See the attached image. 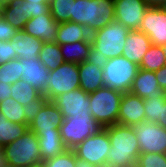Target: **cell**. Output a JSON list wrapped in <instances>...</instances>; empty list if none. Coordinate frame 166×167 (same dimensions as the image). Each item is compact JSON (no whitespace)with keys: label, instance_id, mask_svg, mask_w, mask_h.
<instances>
[{"label":"cell","instance_id":"obj_33","mask_svg":"<svg viewBox=\"0 0 166 167\" xmlns=\"http://www.w3.org/2000/svg\"><path fill=\"white\" fill-rule=\"evenodd\" d=\"M20 79H22V70L19 59L0 65V82L12 85Z\"/></svg>","mask_w":166,"mask_h":167},{"label":"cell","instance_id":"obj_39","mask_svg":"<svg viewBox=\"0 0 166 167\" xmlns=\"http://www.w3.org/2000/svg\"><path fill=\"white\" fill-rule=\"evenodd\" d=\"M26 17L28 19L40 17L50 12L49 3H43L42 5H28L25 2Z\"/></svg>","mask_w":166,"mask_h":167},{"label":"cell","instance_id":"obj_28","mask_svg":"<svg viewBox=\"0 0 166 167\" xmlns=\"http://www.w3.org/2000/svg\"><path fill=\"white\" fill-rule=\"evenodd\" d=\"M38 59L49 71L57 69L65 62L60 47L56 42L44 43Z\"/></svg>","mask_w":166,"mask_h":167},{"label":"cell","instance_id":"obj_8","mask_svg":"<svg viewBox=\"0 0 166 167\" xmlns=\"http://www.w3.org/2000/svg\"><path fill=\"white\" fill-rule=\"evenodd\" d=\"M50 77L45 86L48 101H53L61 94L80 88L78 63L64 62L57 69L49 72Z\"/></svg>","mask_w":166,"mask_h":167},{"label":"cell","instance_id":"obj_17","mask_svg":"<svg viewBox=\"0 0 166 167\" xmlns=\"http://www.w3.org/2000/svg\"><path fill=\"white\" fill-rule=\"evenodd\" d=\"M22 79L32 85L40 93H45V86L49 80V70L41 63L39 59L26 60L25 58L19 59Z\"/></svg>","mask_w":166,"mask_h":167},{"label":"cell","instance_id":"obj_42","mask_svg":"<svg viewBox=\"0 0 166 167\" xmlns=\"http://www.w3.org/2000/svg\"><path fill=\"white\" fill-rule=\"evenodd\" d=\"M145 1L149 7H156V8H160L164 3V0H145Z\"/></svg>","mask_w":166,"mask_h":167},{"label":"cell","instance_id":"obj_9","mask_svg":"<svg viewBox=\"0 0 166 167\" xmlns=\"http://www.w3.org/2000/svg\"><path fill=\"white\" fill-rule=\"evenodd\" d=\"M111 148L108 132L103 129L97 135L87 137L74 149L75 156L96 167L107 165V153Z\"/></svg>","mask_w":166,"mask_h":167},{"label":"cell","instance_id":"obj_45","mask_svg":"<svg viewBox=\"0 0 166 167\" xmlns=\"http://www.w3.org/2000/svg\"><path fill=\"white\" fill-rule=\"evenodd\" d=\"M76 167H96V166L91 165L86 161L77 158Z\"/></svg>","mask_w":166,"mask_h":167},{"label":"cell","instance_id":"obj_11","mask_svg":"<svg viewBox=\"0 0 166 167\" xmlns=\"http://www.w3.org/2000/svg\"><path fill=\"white\" fill-rule=\"evenodd\" d=\"M148 8L145 0H115V20L129 30H139L144 13Z\"/></svg>","mask_w":166,"mask_h":167},{"label":"cell","instance_id":"obj_23","mask_svg":"<svg viewBox=\"0 0 166 167\" xmlns=\"http://www.w3.org/2000/svg\"><path fill=\"white\" fill-rule=\"evenodd\" d=\"M38 139L42 162L67 150L61 139L60 129H53V132L42 133Z\"/></svg>","mask_w":166,"mask_h":167},{"label":"cell","instance_id":"obj_19","mask_svg":"<svg viewBox=\"0 0 166 167\" xmlns=\"http://www.w3.org/2000/svg\"><path fill=\"white\" fill-rule=\"evenodd\" d=\"M149 37L140 30H130L125 41L122 56L139 65L151 46Z\"/></svg>","mask_w":166,"mask_h":167},{"label":"cell","instance_id":"obj_37","mask_svg":"<svg viewBox=\"0 0 166 167\" xmlns=\"http://www.w3.org/2000/svg\"><path fill=\"white\" fill-rule=\"evenodd\" d=\"M17 59L14 51L13 39L11 41H0V65Z\"/></svg>","mask_w":166,"mask_h":167},{"label":"cell","instance_id":"obj_27","mask_svg":"<svg viewBox=\"0 0 166 167\" xmlns=\"http://www.w3.org/2000/svg\"><path fill=\"white\" fill-rule=\"evenodd\" d=\"M29 130V125L12 123L0 112V144L5 146L24 135Z\"/></svg>","mask_w":166,"mask_h":167},{"label":"cell","instance_id":"obj_34","mask_svg":"<svg viewBox=\"0 0 166 167\" xmlns=\"http://www.w3.org/2000/svg\"><path fill=\"white\" fill-rule=\"evenodd\" d=\"M77 157L73 150L67 149L60 155L47 159L42 167H76Z\"/></svg>","mask_w":166,"mask_h":167},{"label":"cell","instance_id":"obj_48","mask_svg":"<svg viewBox=\"0 0 166 167\" xmlns=\"http://www.w3.org/2000/svg\"><path fill=\"white\" fill-rule=\"evenodd\" d=\"M128 167H140L138 164H137V162L136 163H134V164H131V165H129Z\"/></svg>","mask_w":166,"mask_h":167},{"label":"cell","instance_id":"obj_2","mask_svg":"<svg viewBox=\"0 0 166 167\" xmlns=\"http://www.w3.org/2000/svg\"><path fill=\"white\" fill-rule=\"evenodd\" d=\"M130 30L116 20L91 34L92 59L104 62L122 56Z\"/></svg>","mask_w":166,"mask_h":167},{"label":"cell","instance_id":"obj_1","mask_svg":"<svg viewBox=\"0 0 166 167\" xmlns=\"http://www.w3.org/2000/svg\"><path fill=\"white\" fill-rule=\"evenodd\" d=\"M109 135L111 148L107 153V165L128 167L137 162L140 148L134 128L114 124L104 128Z\"/></svg>","mask_w":166,"mask_h":167},{"label":"cell","instance_id":"obj_40","mask_svg":"<svg viewBox=\"0 0 166 167\" xmlns=\"http://www.w3.org/2000/svg\"><path fill=\"white\" fill-rule=\"evenodd\" d=\"M158 85L163 92H166V65L155 71Z\"/></svg>","mask_w":166,"mask_h":167},{"label":"cell","instance_id":"obj_24","mask_svg":"<svg viewBox=\"0 0 166 167\" xmlns=\"http://www.w3.org/2000/svg\"><path fill=\"white\" fill-rule=\"evenodd\" d=\"M65 62L81 63L92 58L91 40L59 45Z\"/></svg>","mask_w":166,"mask_h":167},{"label":"cell","instance_id":"obj_38","mask_svg":"<svg viewBox=\"0 0 166 167\" xmlns=\"http://www.w3.org/2000/svg\"><path fill=\"white\" fill-rule=\"evenodd\" d=\"M18 32L0 15V41H11L17 36Z\"/></svg>","mask_w":166,"mask_h":167},{"label":"cell","instance_id":"obj_36","mask_svg":"<svg viewBox=\"0 0 166 167\" xmlns=\"http://www.w3.org/2000/svg\"><path fill=\"white\" fill-rule=\"evenodd\" d=\"M47 101V97L42 94L38 99L30 101L28 105L23 106L24 114L26 116V125H29L34 120Z\"/></svg>","mask_w":166,"mask_h":167},{"label":"cell","instance_id":"obj_32","mask_svg":"<svg viewBox=\"0 0 166 167\" xmlns=\"http://www.w3.org/2000/svg\"><path fill=\"white\" fill-rule=\"evenodd\" d=\"M0 112L12 123L26 124L23 106L15 102L12 98L0 102Z\"/></svg>","mask_w":166,"mask_h":167},{"label":"cell","instance_id":"obj_50","mask_svg":"<svg viewBox=\"0 0 166 167\" xmlns=\"http://www.w3.org/2000/svg\"><path fill=\"white\" fill-rule=\"evenodd\" d=\"M162 48H163V50H164L165 58H166V44H163V45H162Z\"/></svg>","mask_w":166,"mask_h":167},{"label":"cell","instance_id":"obj_49","mask_svg":"<svg viewBox=\"0 0 166 167\" xmlns=\"http://www.w3.org/2000/svg\"><path fill=\"white\" fill-rule=\"evenodd\" d=\"M3 6H4V0H0V10L2 9Z\"/></svg>","mask_w":166,"mask_h":167},{"label":"cell","instance_id":"obj_46","mask_svg":"<svg viewBox=\"0 0 166 167\" xmlns=\"http://www.w3.org/2000/svg\"><path fill=\"white\" fill-rule=\"evenodd\" d=\"M16 1H20V0H4V5L9 4L11 2H16Z\"/></svg>","mask_w":166,"mask_h":167},{"label":"cell","instance_id":"obj_30","mask_svg":"<svg viewBox=\"0 0 166 167\" xmlns=\"http://www.w3.org/2000/svg\"><path fill=\"white\" fill-rule=\"evenodd\" d=\"M165 65L166 58L162 46L151 45L141 60L139 69L155 72Z\"/></svg>","mask_w":166,"mask_h":167},{"label":"cell","instance_id":"obj_52","mask_svg":"<svg viewBox=\"0 0 166 167\" xmlns=\"http://www.w3.org/2000/svg\"><path fill=\"white\" fill-rule=\"evenodd\" d=\"M0 151H3V145L0 144Z\"/></svg>","mask_w":166,"mask_h":167},{"label":"cell","instance_id":"obj_3","mask_svg":"<svg viewBox=\"0 0 166 167\" xmlns=\"http://www.w3.org/2000/svg\"><path fill=\"white\" fill-rule=\"evenodd\" d=\"M114 20V0H75L73 3L71 22L85 26L91 34Z\"/></svg>","mask_w":166,"mask_h":167},{"label":"cell","instance_id":"obj_22","mask_svg":"<svg viewBox=\"0 0 166 167\" xmlns=\"http://www.w3.org/2000/svg\"><path fill=\"white\" fill-rule=\"evenodd\" d=\"M87 40H91V33L85 26L70 21L59 23L55 40L58 45Z\"/></svg>","mask_w":166,"mask_h":167},{"label":"cell","instance_id":"obj_6","mask_svg":"<svg viewBox=\"0 0 166 167\" xmlns=\"http://www.w3.org/2000/svg\"><path fill=\"white\" fill-rule=\"evenodd\" d=\"M122 96L123 93L107 87L89 93L91 115L104 128L118 123Z\"/></svg>","mask_w":166,"mask_h":167},{"label":"cell","instance_id":"obj_7","mask_svg":"<svg viewBox=\"0 0 166 167\" xmlns=\"http://www.w3.org/2000/svg\"><path fill=\"white\" fill-rule=\"evenodd\" d=\"M59 129L66 148L72 150L87 137L97 135L104 127L91 114H86L64 118Z\"/></svg>","mask_w":166,"mask_h":167},{"label":"cell","instance_id":"obj_18","mask_svg":"<svg viewBox=\"0 0 166 167\" xmlns=\"http://www.w3.org/2000/svg\"><path fill=\"white\" fill-rule=\"evenodd\" d=\"M78 70L80 75V88L83 91L91 93L104 87L102 79V62L91 58L78 63Z\"/></svg>","mask_w":166,"mask_h":167},{"label":"cell","instance_id":"obj_26","mask_svg":"<svg viewBox=\"0 0 166 167\" xmlns=\"http://www.w3.org/2000/svg\"><path fill=\"white\" fill-rule=\"evenodd\" d=\"M1 16L17 31H23L28 18L26 17L25 1L6 4L1 9Z\"/></svg>","mask_w":166,"mask_h":167},{"label":"cell","instance_id":"obj_25","mask_svg":"<svg viewBox=\"0 0 166 167\" xmlns=\"http://www.w3.org/2000/svg\"><path fill=\"white\" fill-rule=\"evenodd\" d=\"M145 121L166 128V92L155 98L144 99Z\"/></svg>","mask_w":166,"mask_h":167},{"label":"cell","instance_id":"obj_12","mask_svg":"<svg viewBox=\"0 0 166 167\" xmlns=\"http://www.w3.org/2000/svg\"><path fill=\"white\" fill-rule=\"evenodd\" d=\"M139 30L149 37L152 45L166 44V10L149 7L144 13Z\"/></svg>","mask_w":166,"mask_h":167},{"label":"cell","instance_id":"obj_20","mask_svg":"<svg viewBox=\"0 0 166 167\" xmlns=\"http://www.w3.org/2000/svg\"><path fill=\"white\" fill-rule=\"evenodd\" d=\"M129 92L142 99H150L157 97L163 91L158 85L155 72L139 69Z\"/></svg>","mask_w":166,"mask_h":167},{"label":"cell","instance_id":"obj_5","mask_svg":"<svg viewBox=\"0 0 166 167\" xmlns=\"http://www.w3.org/2000/svg\"><path fill=\"white\" fill-rule=\"evenodd\" d=\"M102 71L104 87L124 94L130 91L139 71V65L132 63L124 56H118L102 62Z\"/></svg>","mask_w":166,"mask_h":167},{"label":"cell","instance_id":"obj_31","mask_svg":"<svg viewBox=\"0 0 166 167\" xmlns=\"http://www.w3.org/2000/svg\"><path fill=\"white\" fill-rule=\"evenodd\" d=\"M75 0H50L49 7L52 17L57 23L71 22Z\"/></svg>","mask_w":166,"mask_h":167},{"label":"cell","instance_id":"obj_43","mask_svg":"<svg viewBox=\"0 0 166 167\" xmlns=\"http://www.w3.org/2000/svg\"><path fill=\"white\" fill-rule=\"evenodd\" d=\"M27 2L28 5H42L43 3H49L50 0H20Z\"/></svg>","mask_w":166,"mask_h":167},{"label":"cell","instance_id":"obj_13","mask_svg":"<svg viewBox=\"0 0 166 167\" xmlns=\"http://www.w3.org/2000/svg\"><path fill=\"white\" fill-rule=\"evenodd\" d=\"M52 102L60 109L63 118L91 114L89 93L81 88L61 94Z\"/></svg>","mask_w":166,"mask_h":167},{"label":"cell","instance_id":"obj_41","mask_svg":"<svg viewBox=\"0 0 166 167\" xmlns=\"http://www.w3.org/2000/svg\"><path fill=\"white\" fill-rule=\"evenodd\" d=\"M11 87V84H5L3 82H0V102L11 98Z\"/></svg>","mask_w":166,"mask_h":167},{"label":"cell","instance_id":"obj_29","mask_svg":"<svg viewBox=\"0 0 166 167\" xmlns=\"http://www.w3.org/2000/svg\"><path fill=\"white\" fill-rule=\"evenodd\" d=\"M11 92V98L22 106L28 105L30 101H34L42 95V93L32 85L26 83L23 79L12 84Z\"/></svg>","mask_w":166,"mask_h":167},{"label":"cell","instance_id":"obj_10","mask_svg":"<svg viewBox=\"0 0 166 167\" xmlns=\"http://www.w3.org/2000/svg\"><path fill=\"white\" fill-rule=\"evenodd\" d=\"M140 153L166 154V128L148 121L133 126Z\"/></svg>","mask_w":166,"mask_h":167},{"label":"cell","instance_id":"obj_44","mask_svg":"<svg viewBox=\"0 0 166 167\" xmlns=\"http://www.w3.org/2000/svg\"><path fill=\"white\" fill-rule=\"evenodd\" d=\"M0 167H9L4 151H0Z\"/></svg>","mask_w":166,"mask_h":167},{"label":"cell","instance_id":"obj_51","mask_svg":"<svg viewBox=\"0 0 166 167\" xmlns=\"http://www.w3.org/2000/svg\"><path fill=\"white\" fill-rule=\"evenodd\" d=\"M102 167H114V166H111V165H103Z\"/></svg>","mask_w":166,"mask_h":167},{"label":"cell","instance_id":"obj_15","mask_svg":"<svg viewBox=\"0 0 166 167\" xmlns=\"http://www.w3.org/2000/svg\"><path fill=\"white\" fill-rule=\"evenodd\" d=\"M63 119L60 109L52 101H47L29 124V130L39 137L42 133L59 129Z\"/></svg>","mask_w":166,"mask_h":167},{"label":"cell","instance_id":"obj_35","mask_svg":"<svg viewBox=\"0 0 166 167\" xmlns=\"http://www.w3.org/2000/svg\"><path fill=\"white\" fill-rule=\"evenodd\" d=\"M137 164L140 167H166V154L140 153Z\"/></svg>","mask_w":166,"mask_h":167},{"label":"cell","instance_id":"obj_14","mask_svg":"<svg viewBox=\"0 0 166 167\" xmlns=\"http://www.w3.org/2000/svg\"><path fill=\"white\" fill-rule=\"evenodd\" d=\"M145 121L144 99L130 92L124 93L120 102L118 124L135 126Z\"/></svg>","mask_w":166,"mask_h":167},{"label":"cell","instance_id":"obj_16","mask_svg":"<svg viewBox=\"0 0 166 167\" xmlns=\"http://www.w3.org/2000/svg\"><path fill=\"white\" fill-rule=\"evenodd\" d=\"M57 23L51 15V12L28 19L23 32L33 37L39 38L44 43L55 42L57 37Z\"/></svg>","mask_w":166,"mask_h":167},{"label":"cell","instance_id":"obj_4","mask_svg":"<svg viewBox=\"0 0 166 167\" xmlns=\"http://www.w3.org/2000/svg\"><path fill=\"white\" fill-rule=\"evenodd\" d=\"M3 151L9 167H40L43 163L38 136L30 130L3 146Z\"/></svg>","mask_w":166,"mask_h":167},{"label":"cell","instance_id":"obj_47","mask_svg":"<svg viewBox=\"0 0 166 167\" xmlns=\"http://www.w3.org/2000/svg\"><path fill=\"white\" fill-rule=\"evenodd\" d=\"M160 8L166 10V0H164V3H163V5Z\"/></svg>","mask_w":166,"mask_h":167},{"label":"cell","instance_id":"obj_21","mask_svg":"<svg viewBox=\"0 0 166 167\" xmlns=\"http://www.w3.org/2000/svg\"><path fill=\"white\" fill-rule=\"evenodd\" d=\"M43 44L44 42L39 38L26 34L23 31L18 32L17 36L13 38L14 51L17 54V59H38Z\"/></svg>","mask_w":166,"mask_h":167}]
</instances>
